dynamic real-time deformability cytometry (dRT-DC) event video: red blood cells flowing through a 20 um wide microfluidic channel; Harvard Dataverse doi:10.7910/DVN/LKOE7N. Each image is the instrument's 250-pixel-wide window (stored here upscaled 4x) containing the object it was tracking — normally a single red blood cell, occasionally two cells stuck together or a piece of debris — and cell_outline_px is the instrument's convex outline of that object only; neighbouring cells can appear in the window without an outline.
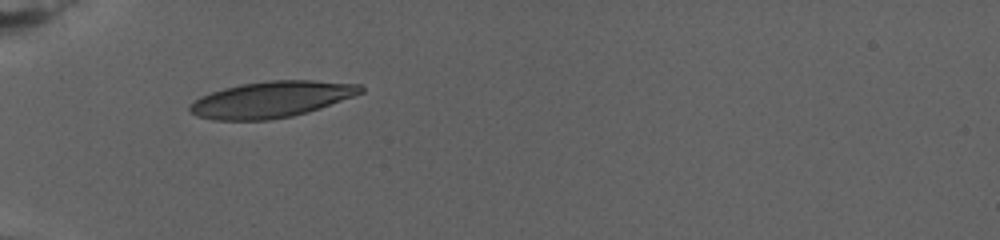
{"species": "human", "species_latin": "Homo sapiens", "temperature_condition": "warm", "stored_images_in_passage": 50, "camera_frame_rate_fps": 3000, "um_per_image_px": 0.085, "donor": {"sex": "female"}, "frame": {"image": 1, "passage_image": 1, "time_ms": 0.0, "image_size_px": [1000, 240], "cell_outline_px": [[364, 92], [320, 108], [308, 112], [292, 116], [268, 120], [212, 120], [196, 116], [188, 108], [200, 96], [224, 88], [240, 84], [268, 80], [312, 80], [360, 84], [364, 88]], "centroid_in_image_um": [23.08, 8.45], "position_along_channel_um": 61.9, "area_um2": 35.95}}
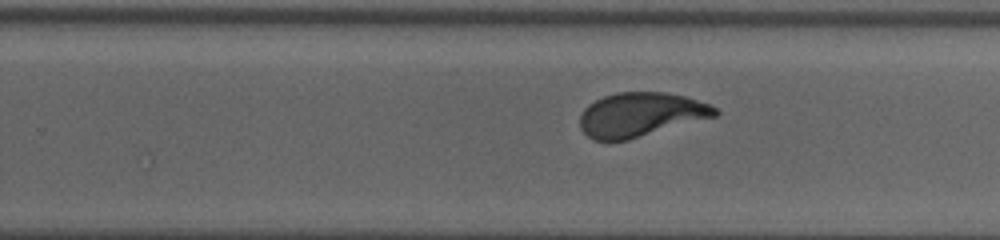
{"frame": {"image": 2, "passage_image": 25, "time_ms": 8.333, "image_size_px": [1000, 240], "cell_outline_px": [[720, 112], [716, 116], [628, 140], [596, 140], [588, 136], [580, 128], [580, 116], [584, 108], [588, 104], [604, 96], [616, 92], [664, 92], [684, 96], [708, 104], [716, 108]], "centroid_in_image_um": [54.44, 9.74], "position_along_channel_um": 275.4, "area_um2": 34.51}}
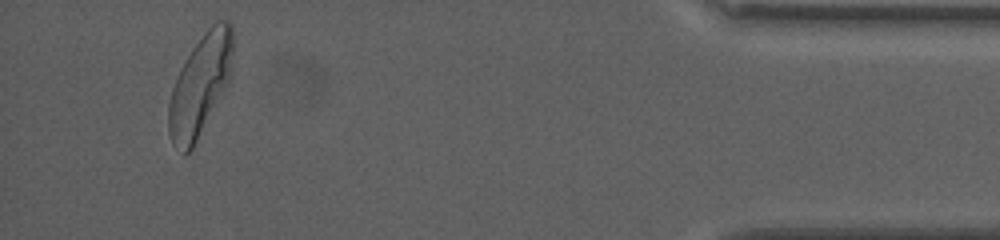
{"frame": {"image": 3, "passage_image": 42, "time_ms": 15.667, "image_size_px": [1000, 240], "cell_outline_px": [[232, 76], [228, 84], [192, 148], [188, 152], [184, 152], [172, 140], [168, 132], [168, 104], [172, 88], [180, 68], [184, 60], [204, 32], [216, 20], [228, 20], [232, 24]], "centroid_in_image_um": [17.03, 7.17], "position_along_channel_um": 418.2, "area_um2": 37.4}, "authors_computed_cell_mechanics": {"area_um2": 35.9516, "velocity_mm_per_s": 2.7079, "shape_relaxation_time_tau1_ms": 4.4569, "shape_relaxation_time_tau2_ms": null, "deformation_change_tau1": 0.1813, "deformation_change_tau2": null}}